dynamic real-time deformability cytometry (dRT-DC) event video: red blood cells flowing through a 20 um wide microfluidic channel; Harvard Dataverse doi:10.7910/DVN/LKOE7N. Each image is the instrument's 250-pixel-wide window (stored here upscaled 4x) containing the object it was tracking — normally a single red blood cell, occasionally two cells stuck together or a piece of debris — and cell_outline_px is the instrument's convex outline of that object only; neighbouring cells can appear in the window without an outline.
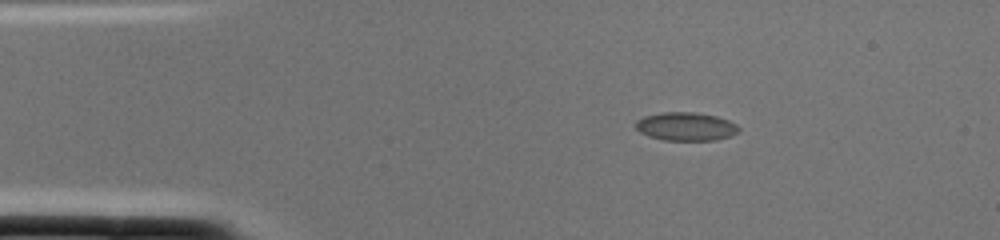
{"species": "common noctule bat (a hibernating species)", "species_latin": "Nyctalus noctula", "temperature_condition": "cold", "stored_images_in_passage": 1, "camera_frame_rate_fps": 3000, "um_per_image_px": 0.085, "animal": {"sex": "female", "body_mass_g": 22.0, "forearm_length_mm": 56.7}, "frame": {"image": 1, "passage_image": 1, "time_ms": 0.0, "image_size_px": [1000, 240], "cell_outline_px": [[740, 132], [732, 136], [716, 140], [664, 140], [648, 136], [640, 132], [632, 124], [636, 120], [644, 116], [660, 112], [696, 112], [716, 116], [728, 120], [736, 124], [740, 128]], "centroid_in_image_um": [58.29, 10.75], "position_along_channel_um": 26.7, "area_um2": 17.34}}